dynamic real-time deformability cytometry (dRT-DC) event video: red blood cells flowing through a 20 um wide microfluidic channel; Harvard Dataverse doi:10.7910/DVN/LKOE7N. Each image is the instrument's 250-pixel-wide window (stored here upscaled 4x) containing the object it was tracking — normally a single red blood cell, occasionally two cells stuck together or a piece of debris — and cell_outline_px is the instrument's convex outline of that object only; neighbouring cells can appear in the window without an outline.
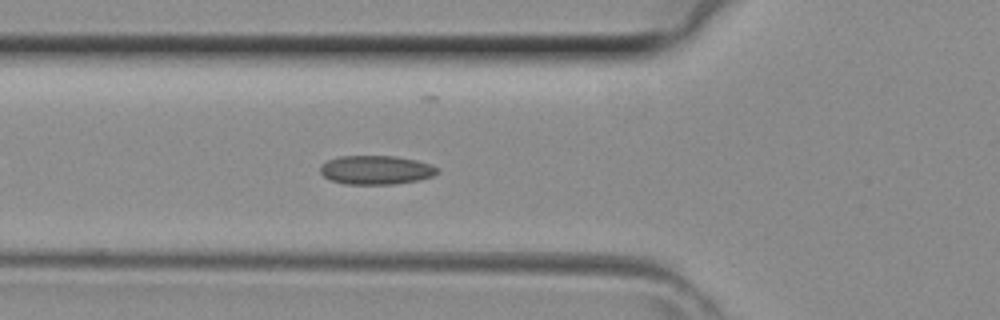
{"species": "common noctule bat (a hibernating species)", "species_latin": "Nyctalus noctula", "temperature_condition": "room temperature", "stored_images_in_passage": 33, "camera_frame_rate_fps": 3000, "um_per_image_px": 0.085, "animal": {"sex": "female", "body_mass_g": 29.2, "forearm_length_mm": 56.3}, "frame": {"image": 1, "passage_image": 6, "time_ms": 1.667, "image_size_px": [1000, 320], "cell_outline_px": [[440, 172], [432, 176], [420, 180], [392, 184], [344, 184], [332, 180], [324, 176], [320, 172], [320, 164], [328, 160], [340, 156], [396, 156], [416, 160], [432, 164], [440, 168]], "centroid_in_image_um": [32.0, 14.44], "position_along_channel_um": 93.8, "area_um2": 19.88}}
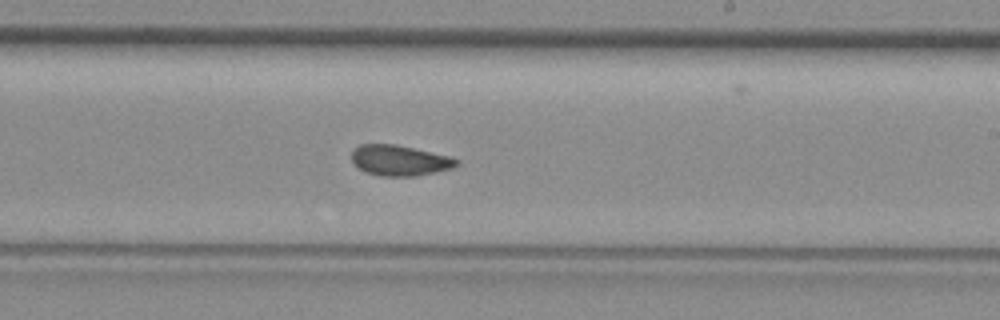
{"frame": {"image": 2, "passage_image": 16, "time_ms": 5.0, "image_size_px": [1000, 320], "cell_outline_px": [[460, 164], [452, 168], [416, 176], [380, 176], [368, 172], [360, 168], [352, 160], [352, 152], [360, 144], [396, 144], [448, 156], [460, 160]], "centroid_in_image_um": [34.0, 13.63], "position_along_channel_um": 255.0, "area_um2": 18.44}}
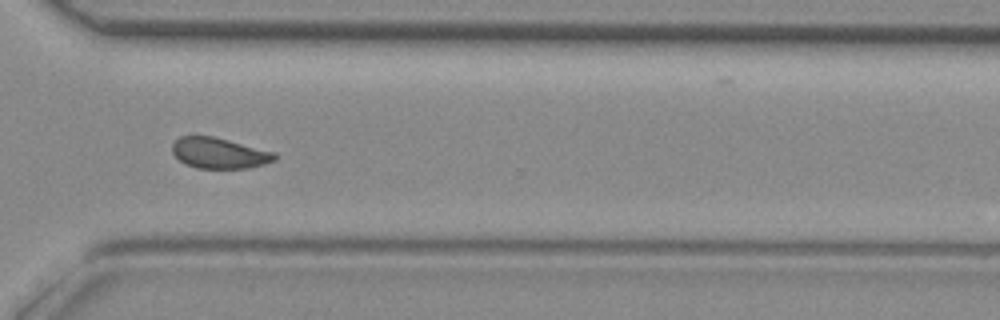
{"frame": {"image": 3, "passage_image": 22, "time_ms": 7.0, "image_size_px": [1000, 320], "cell_outline_px": [[276, 160], [264, 164], [248, 168], [196, 168], [184, 164], [172, 152], [172, 144], [180, 136], [212, 136], [276, 152]], "centroid_in_image_um": [18.64, 13.02], "position_along_channel_um": 352.0, "area_um2": 18.32}}